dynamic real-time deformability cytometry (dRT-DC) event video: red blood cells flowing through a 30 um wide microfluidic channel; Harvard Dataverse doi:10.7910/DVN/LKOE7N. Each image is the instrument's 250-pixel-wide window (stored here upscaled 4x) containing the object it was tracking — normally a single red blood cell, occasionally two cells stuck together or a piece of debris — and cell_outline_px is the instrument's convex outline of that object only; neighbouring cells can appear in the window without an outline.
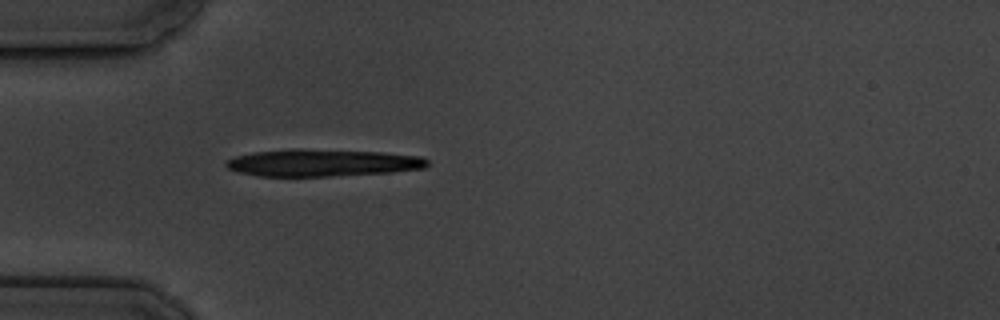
{"species": "common noctule bat (a hibernating species)", "species_latin": "Nyctalus noctula", "temperature_condition": "cold", "stored_images_in_passage": 4, "camera_frame_rate_fps": 3000, "um_per_image_px": 0.085, "animal": {"sex": "male", "body_mass_g": 19.5, "forearm_length_mm": 54.6}, "frame": {"image": 1, "passage_image": 4, "time_ms": 4.0, "image_size_px": [1000, 320], "cell_outline_px": [[428, 164], [424, 168], [392, 172], [328, 176], [260, 176], [240, 172], [228, 168], [224, 164], [228, 160], [236, 156], [252, 152], [300, 148], [384, 152], [424, 156], [428, 160]], "centroid_in_image_um": [27.45, 13.82], "position_along_channel_um": 57.6, "area_um2": 31.96}}